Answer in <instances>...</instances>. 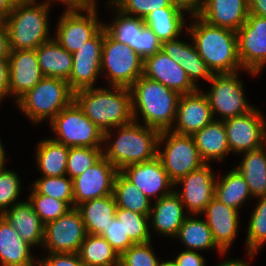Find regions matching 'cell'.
<instances>
[{"mask_svg":"<svg viewBox=\"0 0 266 266\" xmlns=\"http://www.w3.org/2000/svg\"><path fill=\"white\" fill-rule=\"evenodd\" d=\"M104 27L85 42L73 55L72 71L68 84L73 92L93 88L101 74Z\"/></svg>","mask_w":266,"mask_h":266,"instance_id":"9a60e30c","label":"cell"},{"mask_svg":"<svg viewBox=\"0 0 266 266\" xmlns=\"http://www.w3.org/2000/svg\"><path fill=\"white\" fill-rule=\"evenodd\" d=\"M266 146L244 152L236 168L245 178L253 198L266 196Z\"/></svg>","mask_w":266,"mask_h":266,"instance_id":"1f68e13d","label":"cell"},{"mask_svg":"<svg viewBox=\"0 0 266 266\" xmlns=\"http://www.w3.org/2000/svg\"><path fill=\"white\" fill-rule=\"evenodd\" d=\"M87 231L77 208H71L44 228L42 248L48 253H78Z\"/></svg>","mask_w":266,"mask_h":266,"instance_id":"4fadbf2b","label":"cell"},{"mask_svg":"<svg viewBox=\"0 0 266 266\" xmlns=\"http://www.w3.org/2000/svg\"><path fill=\"white\" fill-rule=\"evenodd\" d=\"M185 12L192 13L185 5L177 2L173 7L159 8L150 12L143 20L158 39L165 42L181 37L186 26L183 14Z\"/></svg>","mask_w":266,"mask_h":266,"instance_id":"83f0119b","label":"cell"},{"mask_svg":"<svg viewBox=\"0 0 266 266\" xmlns=\"http://www.w3.org/2000/svg\"><path fill=\"white\" fill-rule=\"evenodd\" d=\"M193 138L206 164L215 160L223 162L230 152L223 121L213 120L196 132Z\"/></svg>","mask_w":266,"mask_h":266,"instance_id":"f546056e","label":"cell"},{"mask_svg":"<svg viewBox=\"0 0 266 266\" xmlns=\"http://www.w3.org/2000/svg\"><path fill=\"white\" fill-rule=\"evenodd\" d=\"M48 2H59L62 5L65 4L66 10H74V9H97V1L98 0H47Z\"/></svg>","mask_w":266,"mask_h":266,"instance_id":"f5cc1de1","label":"cell"},{"mask_svg":"<svg viewBox=\"0 0 266 266\" xmlns=\"http://www.w3.org/2000/svg\"><path fill=\"white\" fill-rule=\"evenodd\" d=\"M100 236L106 239L119 256L135 244L129 236H126L122 223L116 217L110 220L106 231Z\"/></svg>","mask_w":266,"mask_h":266,"instance_id":"7dc6e473","label":"cell"},{"mask_svg":"<svg viewBox=\"0 0 266 266\" xmlns=\"http://www.w3.org/2000/svg\"><path fill=\"white\" fill-rule=\"evenodd\" d=\"M134 121L139 114L144 125L159 131L170 130L175 122L180 94L160 82L140 76L129 88Z\"/></svg>","mask_w":266,"mask_h":266,"instance_id":"277c9868","label":"cell"},{"mask_svg":"<svg viewBox=\"0 0 266 266\" xmlns=\"http://www.w3.org/2000/svg\"><path fill=\"white\" fill-rule=\"evenodd\" d=\"M113 196L117 207L143 215H150L151 200L120 171L114 180Z\"/></svg>","mask_w":266,"mask_h":266,"instance_id":"8d00e7d4","label":"cell"},{"mask_svg":"<svg viewBox=\"0 0 266 266\" xmlns=\"http://www.w3.org/2000/svg\"><path fill=\"white\" fill-rule=\"evenodd\" d=\"M104 132L103 156L119 171L123 168L151 160L157 156L160 131L136 121ZM110 141V142H109Z\"/></svg>","mask_w":266,"mask_h":266,"instance_id":"3957f363","label":"cell"},{"mask_svg":"<svg viewBox=\"0 0 266 266\" xmlns=\"http://www.w3.org/2000/svg\"><path fill=\"white\" fill-rule=\"evenodd\" d=\"M17 0H0V21L9 15Z\"/></svg>","mask_w":266,"mask_h":266,"instance_id":"9f6ffc18","label":"cell"},{"mask_svg":"<svg viewBox=\"0 0 266 266\" xmlns=\"http://www.w3.org/2000/svg\"><path fill=\"white\" fill-rule=\"evenodd\" d=\"M161 50L185 70L188 78L198 88L200 87L196 82L198 78L208 82L212 79L213 72L200 57L192 40L191 43H185L178 38L165 41L162 42Z\"/></svg>","mask_w":266,"mask_h":266,"instance_id":"d4e9b609","label":"cell"},{"mask_svg":"<svg viewBox=\"0 0 266 266\" xmlns=\"http://www.w3.org/2000/svg\"><path fill=\"white\" fill-rule=\"evenodd\" d=\"M29 188H33L38 194L65 201L71 208H74L73 182L67 175L41 176Z\"/></svg>","mask_w":266,"mask_h":266,"instance_id":"ab89813d","label":"cell"},{"mask_svg":"<svg viewBox=\"0 0 266 266\" xmlns=\"http://www.w3.org/2000/svg\"><path fill=\"white\" fill-rule=\"evenodd\" d=\"M39 66L44 77L68 81L72 71L73 55L64 49L53 37L37 49Z\"/></svg>","mask_w":266,"mask_h":266,"instance_id":"f1b7e54d","label":"cell"},{"mask_svg":"<svg viewBox=\"0 0 266 266\" xmlns=\"http://www.w3.org/2000/svg\"><path fill=\"white\" fill-rule=\"evenodd\" d=\"M11 53L9 35L4 21H0V58H9Z\"/></svg>","mask_w":266,"mask_h":266,"instance_id":"db71d44e","label":"cell"},{"mask_svg":"<svg viewBox=\"0 0 266 266\" xmlns=\"http://www.w3.org/2000/svg\"><path fill=\"white\" fill-rule=\"evenodd\" d=\"M144 60L130 46L113 39L104 28L101 74L109 86L130 88L143 75Z\"/></svg>","mask_w":266,"mask_h":266,"instance_id":"9c48e42d","label":"cell"},{"mask_svg":"<svg viewBox=\"0 0 266 266\" xmlns=\"http://www.w3.org/2000/svg\"><path fill=\"white\" fill-rule=\"evenodd\" d=\"M249 14L266 18V0H248Z\"/></svg>","mask_w":266,"mask_h":266,"instance_id":"11a10c76","label":"cell"},{"mask_svg":"<svg viewBox=\"0 0 266 266\" xmlns=\"http://www.w3.org/2000/svg\"><path fill=\"white\" fill-rule=\"evenodd\" d=\"M32 248L19 236L13 226L0 215L1 266H38L39 260H36L31 254Z\"/></svg>","mask_w":266,"mask_h":266,"instance_id":"4316f807","label":"cell"},{"mask_svg":"<svg viewBox=\"0 0 266 266\" xmlns=\"http://www.w3.org/2000/svg\"><path fill=\"white\" fill-rule=\"evenodd\" d=\"M157 156L174 184L206 164L193 136L176 134L171 130L160 131Z\"/></svg>","mask_w":266,"mask_h":266,"instance_id":"52a82bcc","label":"cell"},{"mask_svg":"<svg viewBox=\"0 0 266 266\" xmlns=\"http://www.w3.org/2000/svg\"><path fill=\"white\" fill-rule=\"evenodd\" d=\"M115 217L122 223L126 236H129L135 244L152 241L149 215L117 207Z\"/></svg>","mask_w":266,"mask_h":266,"instance_id":"60d3db41","label":"cell"},{"mask_svg":"<svg viewBox=\"0 0 266 266\" xmlns=\"http://www.w3.org/2000/svg\"><path fill=\"white\" fill-rule=\"evenodd\" d=\"M239 212L214 197L201 213L205 215L217 246L226 254L238 235Z\"/></svg>","mask_w":266,"mask_h":266,"instance_id":"7402d4cb","label":"cell"},{"mask_svg":"<svg viewBox=\"0 0 266 266\" xmlns=\"http://www.w3.org/2000/svg\"><path fill=\"white\" fill-rule=\"evenodd\" d=\"M157 266H176L175 262L171 259V260H167V261H161L157 264Z\"/></svg>","mask_w":266,"mask_h":266,"instance_id":"94428289","label":"cell"},{"mask_svg":"<svg viewBox=\"0 0 266 266\" xmlns=\"http://www.w3.org/2000/svg\"><path fill=\"white\" fill-rule=\"evenodd\" d=\"M35 160L42 176H65L69 147L52 138L38 142Z\"/></svg>","mask_w":266,"mask_h":266,"instance_id":"d6a6232c","label":"cell"},{"mask_svg":"<svg viewBox=\"0 0 266 266\" xmlns=\"http://www.w3.org/2000/svg\"><path fill=\"white\" fill-rule=\"evenodd\" d=\"M216 266H250L248 265V262H243L242 260H237V259H231L230 260H226L224 262H219Z\"/></svg>","mask_w":266,"mask_h":266,"instance_id":"6f0895ef","label":"cell"},{"mask_svg":"<svg viewBox=\"0 0 266 266\" xmlns=\"http://www.w3.org/2000/svg\"><path fill=\"white\" fill-rule=\"evenodd\" d=\"M236 34L242 68L255 77L266 65V18L249 14Z\"/></svg>","mask_w":266,"mask_h":266,"instance_id":"7c38bea8","label":"cell"},{"mask_svg":"<svg viewBox=\"0 0 266 266\" xmlns=\"http://www.w3.org/2000/svg\"><path fill=\"white\" fill-rule=\"evenodd\" d=\"M211 169L210 164H205L174 184L176 187L182 186V190L175 187L174 191L180 196L186 212L195 217L201 216L205 207L214 198L217 177L215 178L216 175Z\"/></svg>","mask_w":266,"mask_h":266,"instance_id":"e0dca14e","label":"cell"},{"mask_svg":"<svg viewBox=\"0 0 266 266\" xmlns=\"http://www.w3.org/2000/svg\"><path fill=\"white\" fill-rule=\"evenodd\" d=\"M125 14L145 18L150 12L165 7H173L175 0H110Z\"/></svg>","mask_w":266,"mask_h":266,"instance_id":"bcb514c9","label":"cell"},{"mask_svg":"<svg viewBox=\"0 0 266 266\" xmlns=\"http://www.w3.org/2000/svg\"><path fill=\"white\" fill-rule=\"evenodd\" d=\"M49 123L55 133L52 139L69 148L105 146L104 132L83 113L74 100Z\"/></svg>","mask_w":266,"mask_h":266,"instance_id":"ba28073f","label":"cell"},{"mask_svg":"<svg viewBox=\"0 0 266 266\" xmlns=\"http://www.w3.org/2000/svg\"><path fill=\"white\" fill-rule=\"evenodd\" d=\"M162 42L154 34L151 28L144 26L139 31L138 54L145 60L161 50Z\"/></svg>","mask_w":266,"mask_h":266,"instance_id":"c3c4849f","label":"cell"},{"mask_svg":"<svg viewBox=\"0 0 266 266\" xmlns=\"http://www.w3.org/2000/svg\"><path fill=\"white\" fill-rule=\"evenodd\" d=\"M174 238H178L185 246L186 250L203 251L216 250L225 254L216 244L213 234L208 227L205 219L193 217V214H189L181 227L178 229L177 235Z\"/></svg>","mask_w":266,"mask_h":266,"instance_id":"836d02e7","label":"cell"},{"mask_svg":"<svg viewBox=\"0 0 266 266\" xmlns=\"http://www.w3.org/2000/svg\"><path fill=\"white\" fill-rule=\"evenodd\" d=\"M38 266H84L78 253H48Z\"/></svg>","mask_w":266,"mask_h":266,"instance_id":"681fc988","label":"cell"},{"mask_svg":"<svg viewBox=\"0 0 266 266\" xmlns=\"http://www.w3.org/2000/svg\"><path fill=\"white\" fill-rule=\"evenodd\" d=\"M2 216L26 243L32 247L41 246L42 248L45 224L34 212L28 199L14 204Z\"/></svg>","mask_w":266,"mask_h":266,"instance_id":"484cf974","label":"cell"},{"mask_svg":"<svg viewBox=\"0 0 266 266\" xmlns=\"http://www.w3.org/2000/svg\"><path fill=\"white\" fill-rule=\"evenodd\" d=\"M74 100V92L67 81L43 77L32 89L21 96L16 104L35 125L49 122Z\"/></svg>","mask_w":266,"mask_h":266,"instance_id":"8992f818","label":"cell"},{"mask_svg":"<svg viewBox=\"0 0 266 266\" xmlns=\"http://www.w3.org/2000/svg\"><path fill=\"white\" fill-rule=\"evenodd\" d=\"M259 200L253 209L248 222L246 249L247 258L253 256L266 242V196L256 198Z\"/></svg>","mask_w":266,"mask_h":266,"instance_id":"f35d334b","label":"cell"},{"mask_svg":"<svg viewBox=\"0 0 266 266\" xmlns=\"http://www.w3.org/2000/svg\"><path fill=\"white\" fill-rule=\"evenodd\" d=\"M143 76L160 82L180 95L198 89L188 78L185 70L162 50L144 60Z\"/></svg>","mask_w":266,"mask_h":266,"instance_id":"ffe728a7","label":"cell"},{"mask_svg":"<svg viewBox=\"0 0 266 266\" xmlns=\"http://www.w3.org/2000/svg\"><path fill=\"white\" fill-rule=\"evenodd\" d=\"M208 24L237 31L249 15L248 0H203L194 11Z\"/></svg>","mask_w":266,"mask_h":266,"instance_id":"603a6c76","label":"cell"},{"mask_svg":"<svg viewBox=\"0 0 266 266\" xmlns=\"http://www.w3.org/2000/svg\"><path fill=\"white\" fill-rule=\"evenodd\" d=\"M214 197L239 211L252 196L245 178L233 167L222 178L216 179Z\"/></svg>","mask_w":266,"mask_h":266,"instance_id":"e575fe53","label":"cell"},{"mask_svg":"<svg viewBox=\"0 0 266 266\" xmlns=\"http://www.w3.org/2000/svg\"><path fill=\"white\" fill-rule=\"evenodd\" d=\"M230 153L243 154L266 143V122L256 107L247 114L223 120Z\"/></svg>","mask_w":266,"mask_h":266,"instance_id":"5bb4252c","label":"cell"},{"mask_svg":"<svg viewBox=\"0 0 266 266\" xmlns=\"http://www.w3.org/2000/svg\"><path fill=\"white\" fill-rule=\"evenodd\" d=\"M150 200L166 196L175 190L174 183L170 180L158 156L155 158L132 164L120 171Z\"/></svg>","mask_w":266,"mask_h":266,"instance_id":"ac0fdd59","label":"cell"},{"mask_svg":"<svg viewBox=\"0 0 266 266\" xmlns=\"http://www.w3.org/2000/svg\"><path fill=\"white\" fill-rule=\"evenodd\" d=\"M50 2L17 0L9 15L4 19L11 50L37 49L50 40Z\"/></svg>","mask_w":266,"mask_h":266,"instance_id":"5b68a950","label":"cell"},{"mask_svg":"<svg viewBox=\"0 0 266 266\" xmlns=\"http://www.w3.org/2000/svg\"><path fill=\"white\" fill-rule=\"evenodd\" d=\"M108 5L116 11L111 24H103L106 32L116 41L130 46L138 53L139 31L145 26L143 18L125 14L120 11L110 0Z\"/></svg>","mask_w":266,"mask_h":266,"instance_id":"d590c367","label":"cell"},{"mask_svg":"<svg viewBox=\"0 0 266 266\" xmlns=\"http://www.w3.org/2000/svg\"><path fill=\"white\" fill-rule=\"evenodd\" d=\"M76 208L81 213L87 234L100 236L115 217L117 205L111 194L82 202Z\"/></svg>","mask_w":266,"mask_h":266,"instance_id":"4dcf8cb0","label":"cell"},{"mask_svg":"<svg viewBox=\"0 0 266 266\" xmlns=\"http://www.w3.org/2000/svg\"><path fill=\"white\" fill-rule=\"evenodd\" d=\"M213 118L211 107L205 92L198 88L195 92L180 95L177 114L172 132L180 135L193 136Z\"/></svg>","mask_w":266,"mask_h":266,"instance_id":"d6986e66","label":"cell"},{"mask_svg":"<svg viewBox=\"0 0 266 266\" xmlns=\"http://www.w3.org/2000/svg\"><path fill=\"white\" fill-rule=\"evenodd\" d=\"M151 241L133 244L119 257V266H157L160 260L156 257Z\"/></svg>","mask_w":266,"mask_h":266,"instance_id":"f6af8a7d","label":"cell"},{"mask_svg":"<svg viewBox=\"0 0 266 266\" xmlns=\"http://www.w3.org/2000/svg\"><path fill=\"white\" fill-rule=\"evenodd\" d=\"M119 170L104 156L81 175L72 179L74 208L82 202L113 194Z\"/></svg>","mask_w":266,"mask_h":266,"instance_id":"2e32d148","label":"cell"},{"mask_svg":"<svg viewBox=\"0 0 266 266\" xmlns=\"http://www.w3.org/2000/svg\"><path fill=\"white\" fill-rule=\"evenodd\" d=\"M78 255L84 266H119V255L106 239L87 234Z\"/></svg>","mask_w":266,"mask_h":266,"instance_id":"74e56055","label":"cell"},{"mask_svg":"<svg viewBox=\"0 0 266 266\" xmlns=\"http://www.w3.org/2000/svg\"><path fill=\"white\" fill-rule=\"evenodd\" d=\"M103 156V147H71L67 157L66 175L71 179L81 175Z\"/></svg>","mask_w":266,"mask_h":266,"instance_id":"b9f144b4","label":"cell"},{"mask_svg":"<svg viewBox=\"0 0 266 266\" xmlns=\"http://www.w3.org/2000/svg\"><path fill=\"white\" fill-rule=\"evenodd\" d=\"M239 72L231 74H214L209 81L210 90L205 92L213 118L218 114L223 121L228 118L247 114L255 107L246 100L244 84L240 81Z\"/></svg>","mask_w":266,"mask_h":266,"instance_id":"30bf717a","label":"cell"},{"mask_svg":"<svg viewBox=\"0 0 266 266\" xmlns=\"http://www.w3.org/2000/svg\"><path fill=\"white\" fill-rule=\"evenodd\" d=\"M175 1L180 2L181 4L189 8L192 12H194L203 0H175Z\"/></svg>","mask_w":266,"mask_h":266,"instance_id":"680465c9","label":"cell"},{"mask_svg":"<svg viewBox=\"0 0 266 266\" xmlns=\"http://www.w3.org/2000/svg\"><path fill=\"white\" fill-rule=\"evenodd\" d=\"M44 77L36 49L11 50L9 56L10 96L15 102Z\"/></svg>","mask_w":266,"mask_h":266,"instance_id":"44dd1931","label":"cell"},{"mask_svg":"<svg viewBox=\"0 0 266 266\" xmlns=\"http://www.w3.org/2000/svg\"><path fill=\"white\" fill-rule=\"evenodd\" d=\"M205 260L197 251L186 249L173 259L176 266H205Z\"/></svg>","mask_w":266,"mask_h":266,"instance_id":"f907efd6","label":"cell"},{"mask_svg":"<svg viewBox=\"0 0 266 266\" xmlns=\"http://www.w3.org/2000/svg\"><path fill=\"white\" fill-rule=\"evenodd\" d=\"M184 204L180 196L175 192L155 200L149 215L150 228L154 229L159 235L175 237L178 229L183 224L185 218Z\"/></svg>","mask_w":266,"mask_h":266,"instance_id":"cb8c5ba5","label":"cell"},{"mask_svg":"<svg viewBox=\"0 0 266 266\" xmlns=\"http://www.w3.org/2000/svg\"><path fill=\"white\" fill-rule=\"evenodd\" d=\"M190 16L195 21L190 23L186 32L213 74H231L244 70L238 57L236 31L210 25L195 12Z\"/></svg>","mask_w":266,"mask_h":266,"instance_id":"6da1fadb","label":"cell"},{"mask_svg":"<svg viewBox=\"0 0 266 266\" xmlns=\"http://www.w3.org/2000/svg\"><path fill=\"white\" fill-rule=\"evenodd\" d=\"M6 153L4 150V145L1 142L0 139V170L6 168Z\"/></svg>","mask_w":266,"mask_h":266,"instance_id":"91938a15","label":"cell"},{"mask_svg":"<svg viewBox=\"0 0 266 266\" xmlns=\"http://www.w3.org/2000/svg\"><path fill=\"white\" fill-rule=\"evenodd\" d=\"M21 185V180L15 171L7 170V168L0 170V215L14 204L19 203L17 200L20 196Z\"/></svg>","mask_w":266,"mask_h":266,"instance_id":"ee69618b","label":"cell"},{"mask_svg":"<svg viewBox=\"0 0 266 266\" xmlns=\"http://www.w3.org/2000/svg\"><path fill=\"white\" fill-rule=\"evenodd\" d=\"M8 96H10L9 58H0V104Z\"/></svg>","mask_w":266,"mask_h":266,"instance_id":"816d5d0a","label":"cell"},{"mask_svg":"<svg viewBox=\"0 0 266 266\" xmlns=\"http://www.w3.org/2000/svg\"><path fill=\"white\" fill-rule=\"evenodd\" d=\"M28 200L32 204L34 212L45 225L48 222L57 220L71 209L65 201L38 194L33 188L28 196Z\"/></svg>","mask_w":266,"mask_h":266,"instance_id":"7bdbcfd3","label":"cell"},{"mask_svg":"<svg viewBox=\"0 0 266 266\" xmlns=\"http://www.w3.org/2000/svg\"><path fill=\"white\" fill-rule=\"evenodd\" d=\"M74 101L103 132L134 121L130 89L99 86L74 92Z\"/></svg>","mask_w":266,"mask_h":266,"instance_id":"7a4b0ae2","label":"cell"},{"mask_svg":"<svg viewBox=\"0 0 266 266\" xmlns=\"http://www.w3.org/2000/svg\"><path fill=\"white\" fill-rule=\"evenodd\" d=\"M97 9L66 10L61 14L53 37L64 49L73 54L102 28ZM85 13V15L83 14Z\"/></svg>","mask_w":266,"mask_h":266,"instance_id":"8fae6325","label":"cell"}]
</instances>
